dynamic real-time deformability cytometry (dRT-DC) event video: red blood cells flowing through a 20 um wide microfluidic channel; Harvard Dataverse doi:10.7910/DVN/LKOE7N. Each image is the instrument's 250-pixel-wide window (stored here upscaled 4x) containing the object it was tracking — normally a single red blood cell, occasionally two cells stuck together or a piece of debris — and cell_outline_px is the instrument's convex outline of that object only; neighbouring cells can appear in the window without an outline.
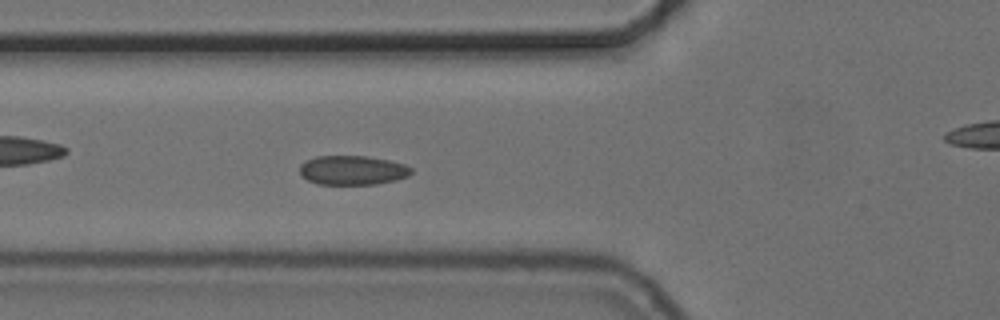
{"species": "common noctule bat (a hibernating species)", "species_latin": "Nyctalus noctula", "temperature_condition": "cold", "stored_images_in_passage": 40, "camera_frame_rate_fps": 3000, "um_per_image_px": 0.085, "animal": {"sex": "female", "body_mass_g": 24.6, "forearm_length_mm": 56.2}, "frame": {"image": 1, "passage_image": 4, "time_ms": 1.0, "image_size_px": [1000, 320], "cell_outline_px": [[412, 172], [408, 176], [396, 180], [376, 184], [316, 184], [300, 176], [300, 164], [304, 160], [316, 156], [364, 156], [388, 160], [404, 164], [412, 168]], "centroid_in_image_um": [29.93, 14.47], "position_along_channel_um": 95.9, "area_um2": 19.13}}
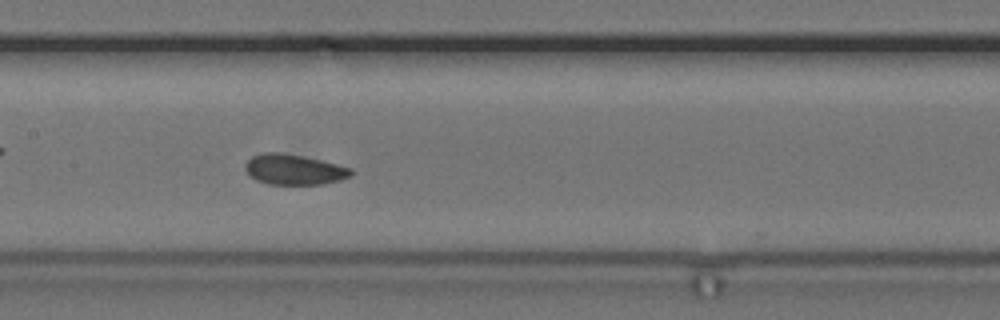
{"frame": {"image": 2, "passage_image": 11, "time_ms": 3.333, "image_size_px": [1000, 320], "cell_outline_px": [[352, 176], [340, 180], [324, 184], [268, 184], [256, 180], [244, 168], [244, 164], [252, 156], [264, 152], [284, 152], [304, 156], [352, 168]], "centroid_in_image_um": [24.99, 14.4], "position_along_channel_um": 182.4, "area_um2": 18.79}}
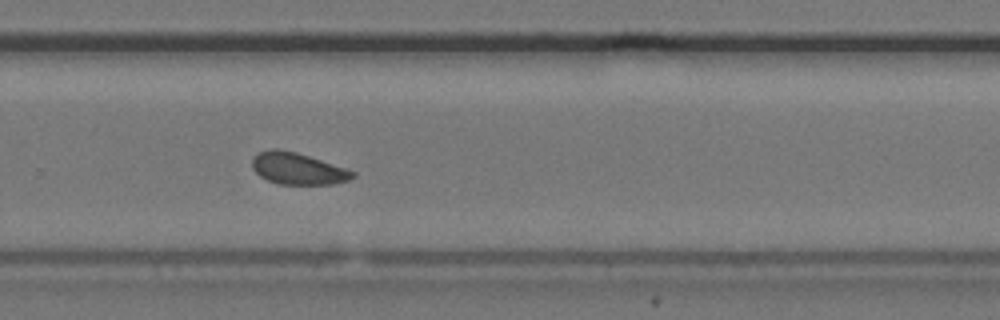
{"frame": {"image": 3, "passage_image": 21, "time_ms": 6.667, "image_size_px": [1000, 320], "cell_outline_px": [[356, 176], [348, 180], [332, 184], [276, 184], [260, 176], [252, 168], [252, 156], [260, 152], [272, 148], [280, 148], [296, 152], [356, 172]], "centroid_in_image_um": [25.27, 14.33], "position_along_channel_um": 304.5, "area_um2": 18.5}, "authors_computed_cell_mechanics": {"area_um2": 18.785, "velocity_mm_per_s": 3.6806, "shape_relaxation_time_tau1_ms": 4.7852, "shape_relaxation_time_tau2_ms": 2.6534, "deformation_change_tau1": 0.0657, "deformation_change_tau2": 0.0513}}